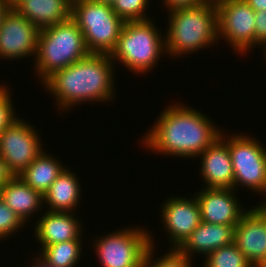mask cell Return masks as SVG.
<instances>
[{
  "mask_svg": "<svg viewBox=\"0 0 266 267\" xmlns=\"http://www.w3.org/2000/svg\"><path fill=\"white\" fill-rule=\"evenodd\" d=\"M10 85H1L0 81V133L10 126L16 119H18V114L15 112V107L13 106V99L10 91ZM17 115V116H16Z\"/></svg>",
  "mask_w": 266,
  "mask_h": 267,
  "instance_id": "cell-27",
  "label": "cell"
},
{
  "mask_svg": "<svg viewBox=\"0 0 266 267\" xmlns=\"http://www.w3.org/2000/svg\"><path fill=\"white\" fill-rule=\"evenodd\" d=\"M261 202L248 208L234 229V243L254 267H266V201Z\"/></svg>",
  "mask_w": 266,
  "mask_h": 267,
  "instance_id": "cell-13",
  "label": "cell"
},
{
  "mask_svg": "<svg viewBox=\"0 0 266 267\" xmlns=\"http://www.w3.org/2000/svg\"><path fill=\"white\" fill-rule=\"evenodd\" d=\"M254 11H266V0H244Z\"/></svg>",
  "mask_w": 266,
  "mask_h": 267,
  "instance_id": "cell-31",
  "label": "cell"
},
{
  "mask_svg": "<svg viewBox=\"0 0 266 267\" xmlns=\"http://www.w3.org/2000/svg\"><path fill=\"white\" fill-rule=\"evenodd\" d=\"M165 48L167 56L179 58L207 47L212 49L218 40L216 5L203 3L168 12ZM204 47V48H203Z\"/></svg>",
  "mask_w": 266,
  "mask_h": 267,
  "instance_id": "cell-3",
  "label": "cell"
},
{
  "mask_svg": "<svg viewBox=\"0 0 266 267\" xmlns=\"http://www.w3.org/2000/svg\"><path fill=\"white\" fill-rule=\"evenodd\" d=\"M152 19L125 22L116 48L110 56L134 74L144 75L156 68L161 55H167L165 35Z\"/></svg>",
  "mask_w": 266,
  "mask_h": 267,
  "instance_id": "cell-5",
  "label": "cell"
},
{
  "mask_svg": "<svg viewBox=\"0 0 266 267\" xmlns=\"http://www.w3.org/2000/svg\"><path fill=\"white\" fill-rule=\"evenodd\" d=\"M259 139L245 133L228 135V147L234 171L233 189L247 188L263 195L266 201V148ZM239 185V187H238Z\"/></svg>",
  "mask_w": 266,
  "mask_h": 267,
  "instance_id": "cell-8",
  "label": "cell"
},
{
  "mask_svg": "<svg viewBox=\"0 0 266 267\" xmlns=\"http://www.w3.org/2000/svg\"><path fill=\"white\" fill-rule=\"evenodd\" d=\"M237 190L225 188L202 187L196 195L201 213V221L220 224L236 225L248 211L239 202ZM241 205V206H240Z\"/></svg>",
  "mask_w": 266,
  "mask_h": 267,
  "instance_id": "cell-14",
  "label": "cell"
},
{
  "mask_svg": "<svg viewBox=\"0 0 266 267\" xmlns=\"http://www.w3.org/2000/svg\"><path fill=\"white\" fill-rule=\"evenodd\" d=\"M263 50H261V51H263L264 52V59H265V61H266V45L262 48Z\"/></svg>",
  "mask_w": 266,
  "mask_h": 267,
  "instance_id": "cell-36",
  "label": "cell"
},
{
  "mask_svg": "<svg viewBox=\"0 0 266 267\" xmlns=\"http://www.w3.org/2000/svg\"><path fill=\"white\" fill-rule=\"evenodd\" d=\"M189 198L176 194L175 197H167L161 205L160 221L165 227L168 243L171 244L169 249H178L201 223V213L195 194Z\"/></svg>",
  "mask_w": 266,
  "mask_h": 267,
  "instance_id": "cell-12",
  "label": "cell"
},
{
  "mask_svg": "<svg viewBox=\"0 0 266 267\" xmlns=\"http://www.w3.org/2000/svg\"><path fill=\"white\" fill-rule=\"evenodd\" d=\"M89 54L82 31L70 19L40 30L33 69L38 81L43 83L53 73Z\"/></svg>",
  "mask_w": 266,
  "mask_h": 267,
  "instance_id": "cell-4",
  "label": "cell"
},
{
  "mask_svg": "<svg viewBox=\"0 0 266 267\" xmlns=\"http://www.w3.org/2000/svg\"><path fill=\"white\" fill-rule=\"evenodd\" d=\"M32 264L26 267H55L52 264L48 263L45 259H43L39 253L35 256V259L32 260Z\"/></svg>",
  "mask_w": 266,
  "mask_h": 267,
  "instance_id": "cell-32",
  "label": "cell"
},
{
  "mask_svg": "<svg viewBox=\"0 0 266 267\" xmlns=\"http://www.w3.org/2000/svg\"><path fill=\"white\" fill-rule=\"evenodd\" d=\"M47 152V150L43 151L20 175H18L29 187L42 195L48 191L52 183L66 167L57 157H53Z\"/></svg>",
  "mask_w": 266,
  "mask_h": 267,
  "instance_id": "cell-21",
  "label": "cell"
},
{
  "mask_svg": "<svg viewBox=\"0 0 266 267\" xmlns=\"http://www.w3.org/2000/svg\"><path fill=\"white\" fill-rule=\"evenodd\" d=\"M161 2L164 4L163 9L166 8V11L168 10V12L180 8L195 7L204 3L202 0H161Z\"/></svg>",
  "mask_w": 266,
  "mask_h": 267,
  "instance_id": "cell-29",
  "label": "cell"
},
{
  "mask_svg": "<svg viewBox=\"0 0 266 267\" xmlns=\"http://www.w3.org/2000/svg\"><path fill=\"white\" fill-rule=\"evenodd\" d=\"M34 225V234L39 249L51 244L64 241L83 239V226L81 220L74 212H51L45 209Z\"/></svg>",
  "mask_w": 266,
  "mask_h": 267,
  "instance_id": "cell-16",
  "label": "cell"
},
{
  "mask_svg": "<svg viewBox=\"0 0 266 267\" xmlns=\"http://www.w3.org/2000/svg\"><path fill=\"white\" fill-rule=\"evenodd\" d=\"M33 126L19 117L0 133V156L14 176L20 175L45 149L39 130Z\"/></svg>",
  "mask_w": 266,
  "mask_h": 267,
  "instance_id": "cell-10",
  "label": "cell"
},
{
  "mask_svg": "<svg viewBox=\"0 0 266 267\" xmlns=\"http://www.w3.org/2000/svg\"><path fill=\"white\" fill-rule=\"evenodd\" d=\"M71 19L82 31L87 50L95 54L110 55L125 24L110 4L92 0L73 1Z\"/></svg>",
  "mask_w": 266,
  "mask_h": 267,
  "instance_id": "cell-6",
  "label": "cell"
},
{
  "mask_svg": "<svg viewBox=\"0 0 266 267\" xmlns=\"http://www.w3.org/2000/svg\"><path fill=\"white\" fill-rule=\"evenodd\" d=\"M66 166L43 195L44 205L51 212H74L80 205L81 185L79 176ZM46 203V204H45Z\"/></svg>",
  "mask_w": 266,
  "mask_h": 267,
  "instance_id": "cell-19",
  "label": "cell"
},
{
  "mask_svg": "<svg viewBox=\"0 0 266 267\" xmlns=\"http://www.w3.org/2000/svg\"><path fill=\"white\" fill-rule=\"evenodd\" d=\"M14 177L7 168L6 162L0 156V190Z\"/></svg>",
  "mask_w": 266,
  "mask_h": 267,
  "instance_id": "cell-30",
  "label": "cell"
},
{
  "mask_svg": "<svg viewBox=\"0 0 266 267\" xmlns=\"http://www.w3.org/2000/svg\"><path fill=\"white\" fill-rule=\"evenodd\" d=\"M95 2H99V3H105V4H112L114 2V0H92Z\"/></svg>",
  "mask_w": 266,
  "mask_h": 267,
  "instance_id": "cell-35",
  "label": "cell"
},
{
  "mask_svg": "<svg viewBox=\"0 0 266 267\" xmlns=\"http://www.w3.org/2000/svg\"><path fill=\"white\" fill-rule=\"evenodd\" d=\"M235 226L201 221L177 250L190 260L197 254L205 258L213 250L234 242Z\"/></svg>",
  "mask_w": 266,
  "mask_h": 267,
  "instance_id": "cell-17",
  "label": "cell"
},
{
  "mask_svg": "<svg viewBox=\"0 0 266 267\" xmlns=\"http://www.w3.org/2000/svg\"><path fill=\"white\" fill-rule=\"evenodd\" d=\"M40 29L12 7L0 26V59H27L36 56Z\"/></svg>",
  "mask_w": 266,
  "mask_h": 267,
  "instance_id": "cell-11",
  "label": "cell"
},
{
  "mask_svg": "<svg viewBox=\"0 0 266 267\" xmlns=\"http://www.w3.org/2000/svg\"><path fill=\"white\" fill-rule=\"evenodd\" d=\"M83 239H74L40 248V256L55 267H75L83 255Z\"/></svg>",
  "mask_w": 266,
  "mask_h": 267,
  "instance_id": "cell-22",
  "label": "cell"
},
{
  "mask_svg": "<svg viewBox=\"0 0 266 267\" xmlns=\"http://www.w3.org/2000/svg\"><path fill=\"white\" fill-rule=\"evenodd\" d=\"M216 8L218 40L224 39L234 53L247 55L254 47L255 11L244 0H226Z\"/></svg>",
  "mask_w": 266,
  "mask_h": 267,
  "instance_id": "cell-9",
  "label": "cell"
},
{
  "mask_svg": "<svg viewBox=\"0 0 266 267\" xmlns=\"http://www.w3.org/2000/svg\"><path fill=\"white\" fill-rule=\"evenodd\" d=\"M204 3H211V4H214V5H217L221 2H224L226 0H202Z\"/></svg>",
  "mask_w": 266,
  "mask_h": 267,
  "instance_id": "cell-34",
  "label": "cell"
},
{
  "mask_svg": "<svg viewBox=\"0 0 266 267\" xmlns=\"http://www.w3.org/2000/svg\"><path fill=\"white\" fill-rule=\"evenodd\" d=\"M155 244L153 236L150 235L151 246L146 253L143 267H194V262L181 254L177 249H167L165 254H161L160 257L155 256L154 260V255H156Z\"/></svg>",
  "mask_w": 266,
  "mask_h": 267,
  "instance_id": "cell-24",
  "label": "cell"
},
{
  "mask_svg": "<svg viewBox=\"0 0 266 267\" xmlns=\"http://www.w3.org/2000/svg\"><path fill=\"white\" fill-rule=\"evenodd\" d=\"M254 48L266 45V11H255Z\"/></svg>",
  "mask_w": 266,
  "mask_h": 267,
  "instance_id": "cell-28",
  "label": "cell"
},
{
  "mask_svg": "<svg viewBox=\"0 0 266 267\" xmlns=\"http://www.w3.org/2000/svg\"><path fill=\"white\" fill-rule=\"evenodd\" d=\"M12 8L40 30L71 19L70 0H10Z\"/></svg>",
  "mask_w": 266,
  "mask_h": 267,
  "instance_id": "cell-18",
  "label": "cell"
},
{
  "mask_svg": "<svg viewBox=\"0 0 266 267\" xmlns=\"http://www.w3.org/2000/svg\"><path fill=\"white\" fill-rule=\"evenodd\" d=\"M150 0H114L112 9L124 22L152 19L147 14ZM148 7V8H147Z\"/></svg>",
  "mask_w": 266,
  "mask_h": 267,
  "instance_id": "cell-25",
  "label": "cell"
},
{
  "mask_svg": "<svg viewBox=\"0 0 266 267\" xmlns=\"http://www.w3.org/2000/svg\"><path fill=\"white\" fill-rule=\"evenodd\" d=\"M12 7L10 0H0V26L2 23V19L5 16V14L9 11V9Z\"/></svg>",
  "mask_w": 266,
  "mask_h": 267,
  "instance_id": "cell-33",
  "label": "cell"
},
{
  "mask_svg": "<svg viewBox=\"0 0 266 267\" xmlns=\"http://www.w3.org/2000/svg\"><path fill=\"white\" fill-rule=\"evenodd\" d=\"M182 104V105H181ZM192 106L169 104L142 136L143 146L152 153L195 159L220 136L223 128ZM146 134V135H145Z\"/></svg>",
  "mask_w": 266,
  "mask_h": 267,
  "instance_id": "cell-1",
  "label": "cell"
},
{
  "mask_svg": "<svg viewBox=\"0 0 266 267\" xmlns=\"http://www.w3.org/2000/svg\"><path fill=\"white\" fill-rule=\"evenodd\" d=\"M0 197L27 226L34 213L36 217L38 211L44 210L43 195L29 187L19 176H14L0 190Z\"/></svg>",
  "mask_w": 266,
  "mask_h": 267,
  "instance_id": "cell-20",
  "label": "cell"
},
{
  "mask_svg": "<svg viewBox=\"0 0 266 267\" xmlns=\"http://www.w3.org/2000/svg\"><path fill=\"white\" fill-rule=\"evenodd\" d=\"M197 158H200L199 172L204 187L233 189L234 171L228 147V135L224 131Z\"/></svg>",
  "mask_w": 266,
  "mask_h": 267,
  "instance_id": "cell-15",
  "label": "cell"
},
{
  "mask_svg": "<svg viewBox=\"0 0 266 267\" xmlns=\"http://www.w3.org/2000/svg\"><path fill=\"white\" fill-rule=\"evenodd\" d=\"M121 229V230H120ZM97 236L95 251L101 267H143L150 245V231L146 227H125Z\"/></svg>",
  "mask_w": 266,
  "mask_h": 267,
  "instance_id": "cell-7",
  "label": "cell"
},
{
  "mask_svg": "<svg viewBox=\"0 0 266 267\" xmlns=\"http://www.w3.org/2000/svg\"><path fill=\"white\" fill-rule=\"evenodd\" d=\"M115 66L109 54L90 53L78 62L53 73L42 86L46 87L48 94H52L53 99L56 98L58 114L66 111L69 113L71 108L86 102L108 104L113 101L117 92L114 88V71L118 68H114Z\"/></svg>",
  "mask_w": 266,
  "mask_h": 267,
  "instance_id": "cell-2",
  "label": "cell"
},
{
  "mask_svg": "<svg viewBox=\"0 0 266 267\" xmlns=\"http://www.w3.org/2000/svg\"><path fill=\"white\" fill-rule=\"evenodd\" d=\"M203 261V267H254L234 242L213 250Z\"/></svg>",
  "mask_w": 266,
  "mask_h": 267,
  "instance_id": "cell-23",
  "label": "cell"
},
{
  "mask_svg": "<svg viewBox=\"0 0 266 267\" xmlns=\"http://www.w3.org/2000/svg\"><path fill=\"white\" fill-rule=\"evenodd\" d=\"M27 224L0 197V240L9 239ZM23 227V228H22ZM20 229V230H19ZM3 240V241H2Z\"/></svg>",
  "mask_w": 266,
  "mask_h": 267,
  "instance_id": "cell-26",
  "label": "cell"
}]
</instances>
